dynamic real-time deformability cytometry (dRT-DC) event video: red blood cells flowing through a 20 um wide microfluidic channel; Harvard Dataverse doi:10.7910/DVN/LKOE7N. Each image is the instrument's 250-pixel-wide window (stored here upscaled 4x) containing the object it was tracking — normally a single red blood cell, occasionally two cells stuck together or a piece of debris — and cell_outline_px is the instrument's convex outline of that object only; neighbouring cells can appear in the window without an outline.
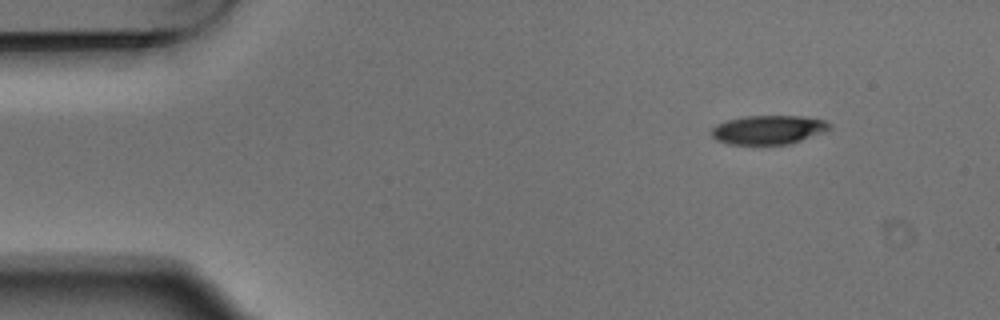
{"species": "Egyptian fruit bat (a non-hibernating species)", "species_latin": "Rousettus aegyptiacus", "temperature_condition": "warm", "stored_images_in_passage": 4, "camera_frame_rate_fps": 3000, "um_per_image_px": 0.085, "animal": {"sex": "male"}, "frame": {"image": 1, "passage_image": 1, "time_ms": 0.0, "image_size_px": [1000, 320], "cell_outline_px": [[832, 128], [824, 132], [792, 144], [728, 144], [716, 140], [712, 136], [712, 128], [716, 124], [728, 120], [744, 116], [804, 116], [824, 120], [832, 124]], "centroid_in_image_um": [65.35, 11.03], "position_along_channel_um": 19.7, "area_um2": 20.06}}
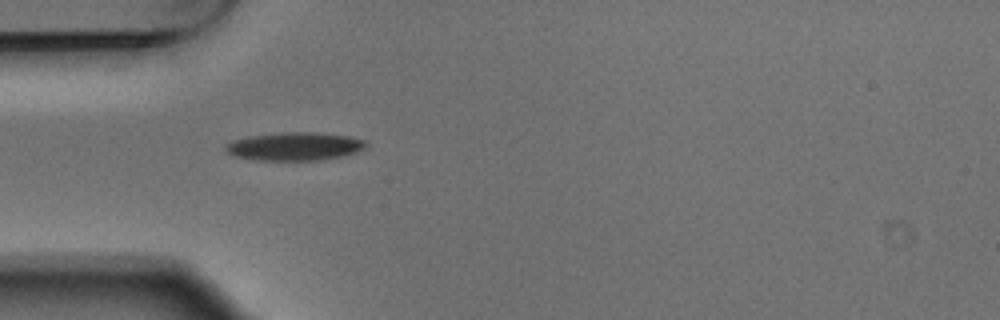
{"frame": {"image": 2, "passage_image": 3, "time_ms": 0.667, "image_size_px": [1000, 320], "cell_outline_px": [[368, 148], [344, 156], [324, 160], [260, 160], [236, 156], [228, 152], [224, 148], [224, 144], [232, 140], [248, 136], [288, 132], [312, 132], [348, 136], [368, 140]], "centroid_in_image_um": [25.11, 12.44], "position_along_channel_um": 59.9, "area_um2": 23.24}}
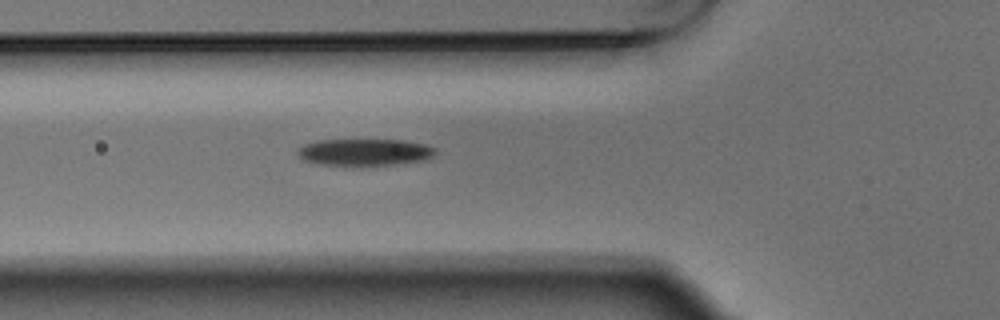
{"frame": {"image": 3, "passage_image": 4, "time_ms": 1.0, "image_size_px": [1000, 320], "cell_outline_px": [[436, 152], [428, 160], [392, 164], [352, 168], [320, 164], [304, 160], [296, 152], [304, 144], [316, 140], [404, 140], [424, 144], [436, 148]], "centroid_in_image_um": [30.99, 12.97], "position_along_channel_um": 94.8, "area_um2": 22.2}}